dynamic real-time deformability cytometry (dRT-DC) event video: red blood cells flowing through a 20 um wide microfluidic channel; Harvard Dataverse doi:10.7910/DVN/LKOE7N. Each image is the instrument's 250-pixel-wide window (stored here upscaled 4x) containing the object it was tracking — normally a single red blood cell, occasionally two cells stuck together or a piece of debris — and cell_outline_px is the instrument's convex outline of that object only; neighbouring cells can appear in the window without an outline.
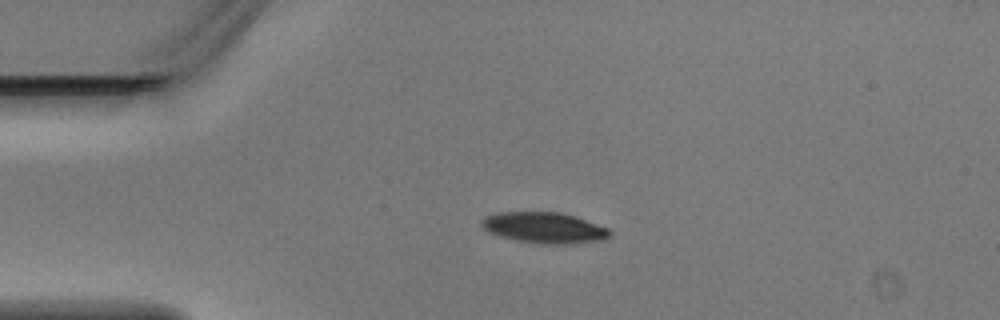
{"species": "Egyptian fruit bat (a non-hibernating species)", "species_latin": "Rousettus aegyptiacus", "temperature_condition": "warm", "stored_images_in_passage": 3, "camera_frame_rate_fps": 3000, "um_per_image_px": 0.085, "animal": {"sex": "male"}, "frame": {"image": 1, "passage_image": 2, "time_ms": 0.333, "image_size_px": [1000, 320], "cell_outline_px": [[612, 236], [604, 240], [568, 244], [540, 244], [516, 240], [500, 236], [484, 228], [480, 224], [480, 220], [484, 216], [500, 212], [560, 212], [576, 216], [608, 228], [612, 232]], "centroid_in_image_um": [46.3, 19.36], "position_along_channel_um": 38.7, "area_um2": 23.24}}